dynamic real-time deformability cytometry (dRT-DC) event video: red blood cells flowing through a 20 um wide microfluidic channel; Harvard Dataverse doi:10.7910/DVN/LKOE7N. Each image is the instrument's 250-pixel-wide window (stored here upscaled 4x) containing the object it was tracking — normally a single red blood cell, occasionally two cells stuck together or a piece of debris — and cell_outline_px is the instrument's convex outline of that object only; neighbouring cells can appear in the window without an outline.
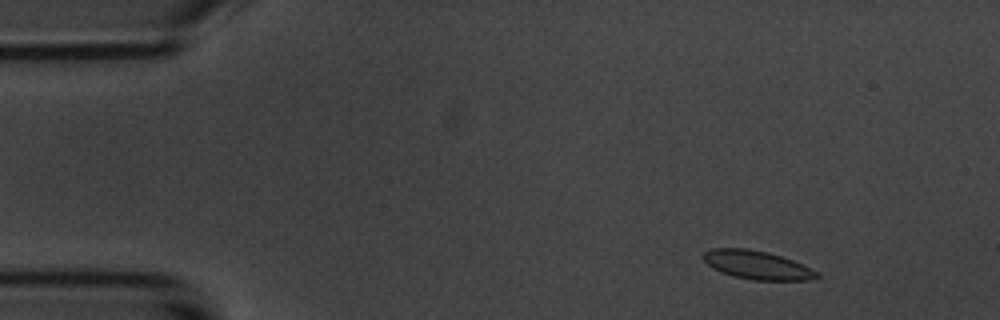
{"species": "common noctule bat (a hibernating species)", "species_latin": "Nyctalus noctula", "temperature_condition": "room temperature", "stored_images_in_passage": 5, "camera_frame_rate_fps": 3000, "um_per_image_px": 0.085, "animal": {"sex": "male", "body_mass_g": 20.1, "forearm_length_mm": 53.5}, "frame": {"image": 1, "passage_image": 1, "time_ms": 0.0, "image_size_px": [1000, 320], "cell_outline_px": [[820, 276], [808, 280], [752, 280], [732, 276], [720, 272], [712, 268], [704, 260], [704, 252], [712, 248], [748, 248], [768, 252], [792, 260], [812, 268]], "centroid_in_image_um": [64.33, 22.52], "position_along_channel_um": 20.7, "area_um2": 18.84}}
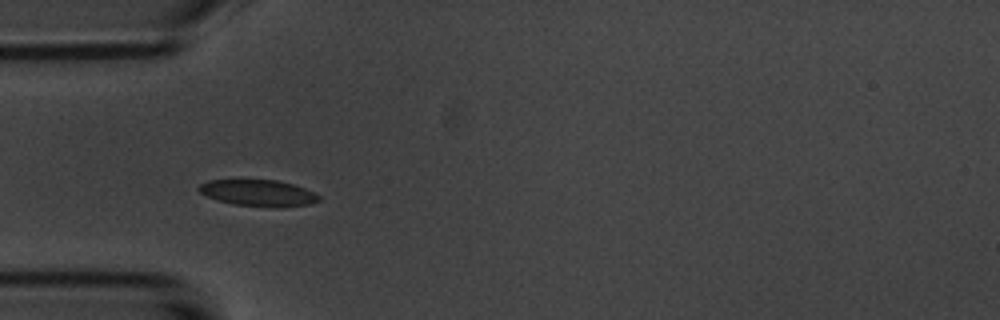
{"frame": {"image": 2, "passage_image": 4, "time_ms": 3.333, "image_size_px": [1000, 320], "cell_outline_px": [[320, 200], [308, 204], [280, 208], [272, 208], [232, 204], [208, 196], [200, 192], [196, 188], [200, 184], [208, 180], [276, 180], [292, 184], [304, 188], [320, 196]], "centroid_in_image_um": [21.95, 16.41], "position_along_channel_um": 63.0, "area_um2": 18.44}}